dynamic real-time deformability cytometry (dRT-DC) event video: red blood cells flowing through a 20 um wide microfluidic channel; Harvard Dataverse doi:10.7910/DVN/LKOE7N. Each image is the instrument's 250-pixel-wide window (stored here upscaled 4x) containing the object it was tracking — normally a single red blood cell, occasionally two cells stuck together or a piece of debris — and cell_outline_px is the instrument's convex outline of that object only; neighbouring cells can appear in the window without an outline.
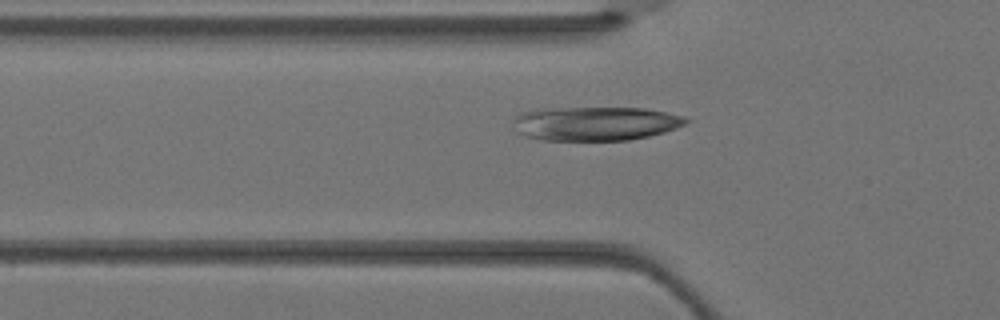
{"species": "Egyptian fruit bat (a non-hibernating species)", "species_latin": "Rousettus aegyptiacus", "temperature_condition": "warm", "stored_images_in_passage": 3, "camera_frame_rate_fps": 3000, "um_per_image_px": 0.085, "animal": {"sex": "female"}, "frame": {"image": 1, "passage_image": 3, "time_ms": 0.667, "image_size_px": [1000, 320], "cell_outline_px": [[692, 120], [676, 128], [664, 132], [648, 136], [628, 140], [540, 140], [524, 136], [516, 132], [512, 120], [520, 112], [536, 108], [644, 108], [684, 116]], "centroid_in_image_um": [50.55, 10.5], "position_along_channel_um": 75.3, "area_um2": 34.51}}